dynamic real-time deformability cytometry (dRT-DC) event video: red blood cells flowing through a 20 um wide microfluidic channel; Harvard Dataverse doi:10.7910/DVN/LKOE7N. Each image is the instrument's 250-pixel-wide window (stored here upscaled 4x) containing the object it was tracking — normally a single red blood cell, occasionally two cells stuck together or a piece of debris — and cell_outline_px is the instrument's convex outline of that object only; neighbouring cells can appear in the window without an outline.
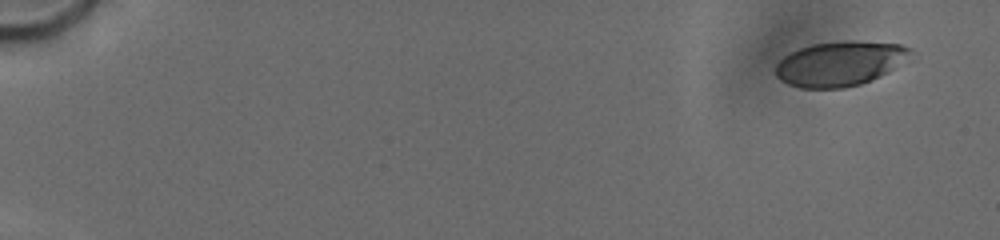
{"species": "human", "species_latin": "Homo sapiens", "temperature_condition": "cold", "stored_images_in_passage": 54, "camera_frame_rate_fps": 3000, "um_per_image_px": 0.085, "donor": {"sex": "male"}, "frame": {"image": 1, "passage_image": 4, "time_ms": 1.0, "image_size_px": [1000, 240], "cell_outline_px": [[916, 60], [860, 84], [844, 88], [800, 88], [788, 84], [780, 80], [776, 76], [776, 64], [784, 56], [800, 48], [812, 44], [900, 44], [912, 48]], "centroid_in_image_um": [71.47, 5.46], "position_along_channel_um": 13.5, "area_um2": 34.51}}
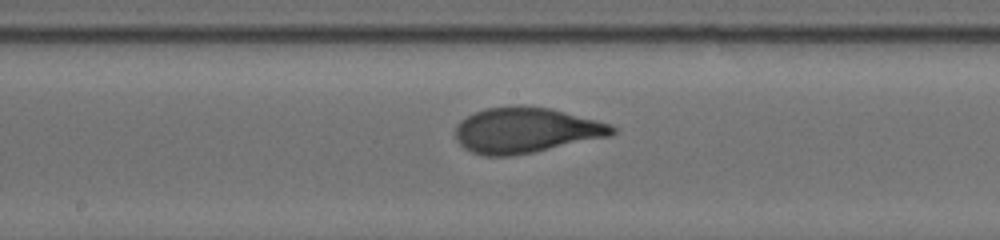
{"frame": {"image": 2, "passage_image": 31, "time_ms": 10.667, "image_size_px": [1000, 240], "cell_outline_px": [[616, 132], [608, 136], [532, 152], [512, 156], [484, 156], [472, 152], [464, 148], [456, 140], [456, 124], [460, 120], [476, 112], [488, 108], [520, 104], [552, 108], [612, 124], [616, 128]], "centroid_in_image_um": [44.68, 11.05], "position_along_channel_um": 203.5, "area_um2": 41.56}}
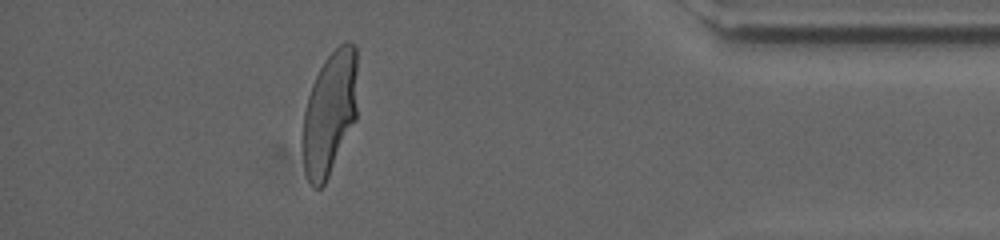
{"frame": {"image": 3, "passage_image": 49, "time_ms": 17.0, "image_size_px": [1000, 240], "cell_outline_px": [[356, 120], [324, 184], [320, 188], [312, 188], [304, 172], [300, 144], [300, 140], [304, 112], [308, 96], [312, 84], [324, 60], [340, 44], [348, 40], [356, 48]], "centroid_in_image_um": [27.98, 9.66], "position_along_channel_um": 407.2, "area_um2": 39.88}, "authors_computed_cell_mechanics": {"area_um2": 39.9109, "velocity_mm_per_s": 3.7752, "shape_relaxation_time_tau1_ms": 3.772, "shape_relaxation_time_tau2_ms": null, "deformation_change_tau1": 0.1883, "deformation_change_tau2": null}}